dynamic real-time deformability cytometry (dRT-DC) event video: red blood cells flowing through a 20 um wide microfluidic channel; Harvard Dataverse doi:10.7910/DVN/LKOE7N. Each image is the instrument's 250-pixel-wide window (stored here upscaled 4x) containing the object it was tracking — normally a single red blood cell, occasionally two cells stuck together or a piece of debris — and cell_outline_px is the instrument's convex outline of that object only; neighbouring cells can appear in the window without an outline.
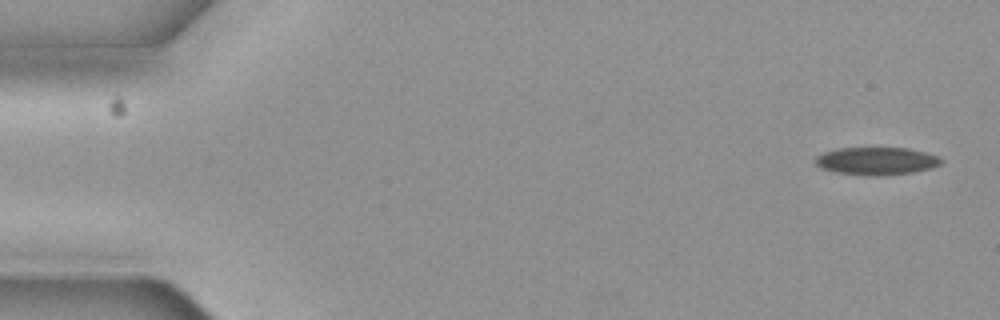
{"species": "common noctule bat (a hibernating species)", "species_latin": "Nyctalus noctula", "temperature_condition": "cold", "stored_images_in_passage": 9, "camera_frame_rate_fps": 3000, "um_per_image_px": 0.085, "animal": {"sex": "female", "body_mass_g": 19.3, "forearm_length_mm": 54.1}, "frame": {"image": 1, "passage_image": 1, "time_ms": 0.0, "image_size_px": [1000, 320], "cell_outline_px": [[944, 160], [940, 164], [932, 168], [912, 172], [868, 176], [836, 172], [820, 168], [816, 164], [816, 156], [824, 152], [836, 148], [908, 148], [940, 156]], "centroid_in_image_um": [74.51, 13.68], "position_along_channel_um": 10.5, "area_um2": 20.23}}
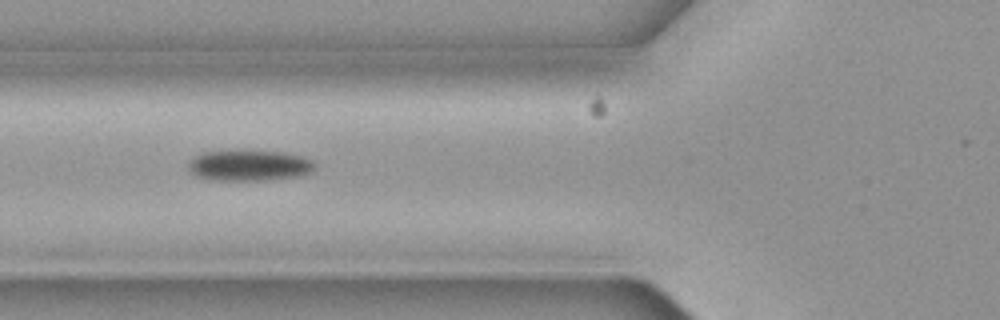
{"frame": {"image": 2, "passage_image": 7, "time_ms": 2.0, "image_size_px": [1000, 320], "cell_outline_px": [[316, 164], [308, 172], [296, 176], [264, 180], [220, 180], [200, 176], [192, 172], [188, 164], [196, 156], [204, 152], [284, 152], [304, 156], [312, 160]], "centroid_in_image_um": [21.24, 14.07], "position_along_channel_um": 104.6, "area_um2": 21.73}}
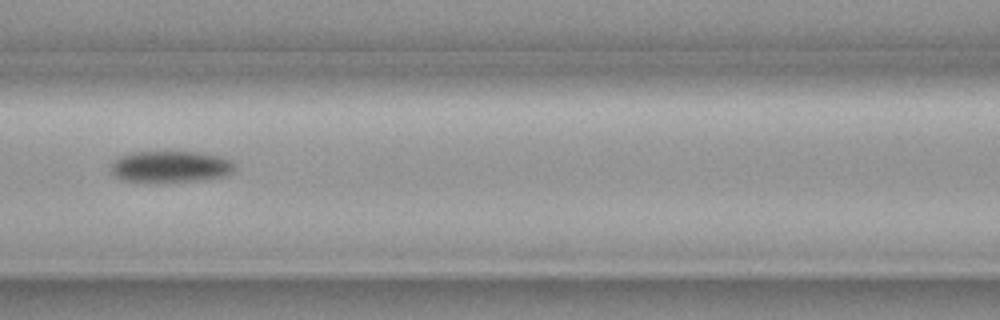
{"frame": {"image": 3, "passage_image": 8, "time_ms": 2.333, "image_size_px": [1000, 320], "cell_outline_px": [[236, 168], [232, 172], [224, 176], [196, 180], [156, 184], [152, 184], [120, 180], [112, 172], [112, 164], [120, 156], [132, 152], [196, 152], [220, 156], [232, 160]], "centroid_in_image_um": [14.48, 14.19], "position_along_channel_um": 152.1, "area_um2": 23.12}}